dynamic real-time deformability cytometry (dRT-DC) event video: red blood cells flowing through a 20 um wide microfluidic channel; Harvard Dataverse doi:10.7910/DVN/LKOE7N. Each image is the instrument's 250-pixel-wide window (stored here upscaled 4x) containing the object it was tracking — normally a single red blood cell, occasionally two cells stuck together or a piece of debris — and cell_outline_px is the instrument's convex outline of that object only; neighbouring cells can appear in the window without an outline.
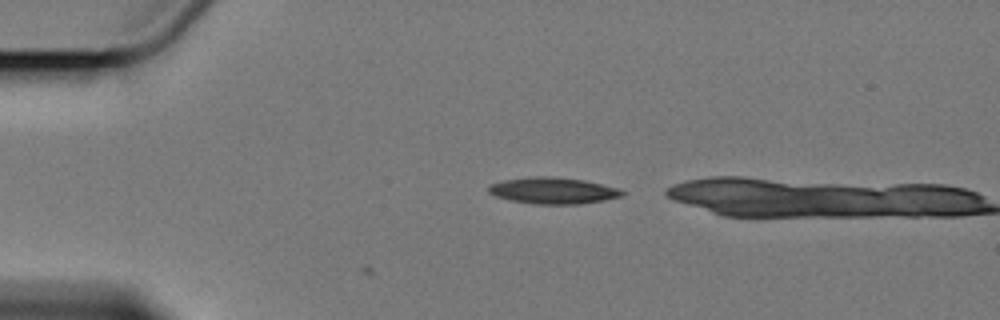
{"species": "Egyptian fruit bat (a non-hibernating species)", "species_latin": "Rousettus aegyptiacus", "temperature_condition": "cold", "stored_images_in_passage": 6, "camera_frame_rate_fps": 3000, "um_per_image_px": 0.085, "animal": {"sex": "female"}, "frame": {"image": 1, "passage_image": 6, "time_ms": 6.0, "image_size_px": [1000, 320], "cell_outline_px": [[624, 192], [620, 196], [604, 200], [580, 204], [536, 204], [512, 200], [496, 196], [488, 192], [488, 188], [492, 184], [504, 180], [528, 176], [552, 176], [584, 180], [616, 188]], "centroid_in_image_um": [46.98, 16.19], "position_along_channel_um": 38.0, "area_um2": 20.29}}